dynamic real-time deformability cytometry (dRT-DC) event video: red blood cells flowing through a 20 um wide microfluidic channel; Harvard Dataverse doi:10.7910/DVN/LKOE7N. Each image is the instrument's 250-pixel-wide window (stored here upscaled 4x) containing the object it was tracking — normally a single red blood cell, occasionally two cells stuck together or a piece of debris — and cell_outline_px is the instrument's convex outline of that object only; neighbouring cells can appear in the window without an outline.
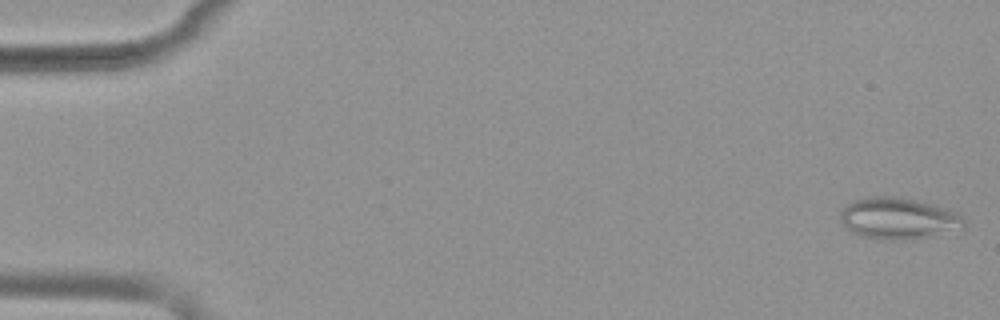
{"species": "common noctule bat (a hibernating species)", "species_latin": "Nyctalus noctula", "temperature_condition": "warm", "stored_images_in_passage": 51, "camera_frame_rate_fps": 3000, "um_per_image_px": 0.085, "animal": {"sex": "female", "body_mass_g": 19.9}, "frame": {"image": 1, "passage_image": 1, "time_ms": 0.0, "image_size_px": [1000, 320], "cell_outline_px": [[964, 228], [928, 236], [904, 240], [892, 240], [864, 236], [852, 232], [840, 220], [840, 212], [852, 200], [876, 196], [892, 196], [916, 200], [948, 208], [960, 212], [964, 220]], "centroid_in_image_um": [76.39, 18.55], "position_along_channel_um": 8.6, "area_um2": 29.65}}
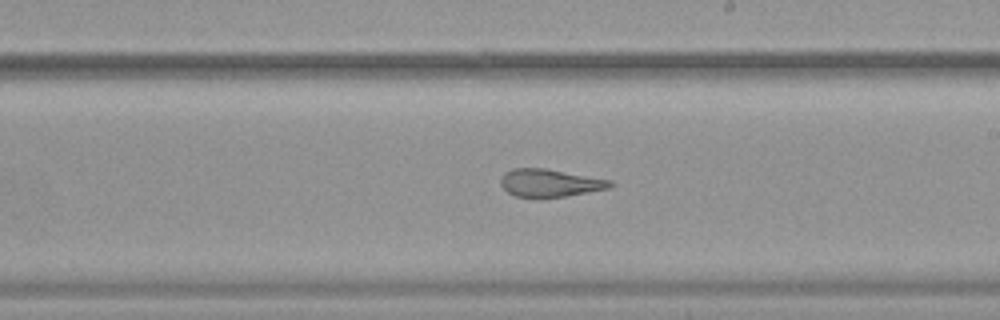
{"frame": {"image": 2, "passage_image": 30, "time_ms": 9.667, "image_size_px": [1000, 320], "cell_outline_px": [[616, 184], [612, 188], [568, 196], [516, 196], [508, 192], [500, 184], [500, 176], [504, 172], [512, 168], [544, 168], [612, 180]], "centroid_in_image_um": [46.78, 15.53], "position_along_channel_um": 242.2, "area_um2": 17.69}}
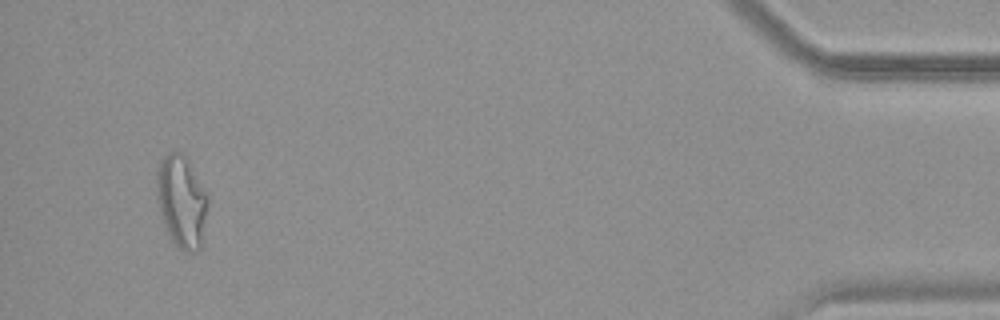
{"frame": {"image": 3, "passage_image": 49, "time_ms": 16.0, "image_size_px": [1000, 320], "cell_outline_px": [[208, 200], [200, 248], [184, 252], [172, 240], [168, 232], [160, 212], [156, 192], [156, 172], [164, 156], [168, 152], [180, 152], [188, 160], [208, 192]], "centroid_in_image_um": [15.43, 17.07], "position_along_channel_um": 419.8, "area_um2": 27.11}, "authors_computed_cell_mechanics": {"area_um2": 23.0044, "velocity_mm_per_s": 3.9235, "shape_relaxation_time_tau1_ms": null, "shape_relaxation_time_tau2_ms": 2.4539, "deformation_change_tau1": null, "deformation_change_tau2": 0.1228}}